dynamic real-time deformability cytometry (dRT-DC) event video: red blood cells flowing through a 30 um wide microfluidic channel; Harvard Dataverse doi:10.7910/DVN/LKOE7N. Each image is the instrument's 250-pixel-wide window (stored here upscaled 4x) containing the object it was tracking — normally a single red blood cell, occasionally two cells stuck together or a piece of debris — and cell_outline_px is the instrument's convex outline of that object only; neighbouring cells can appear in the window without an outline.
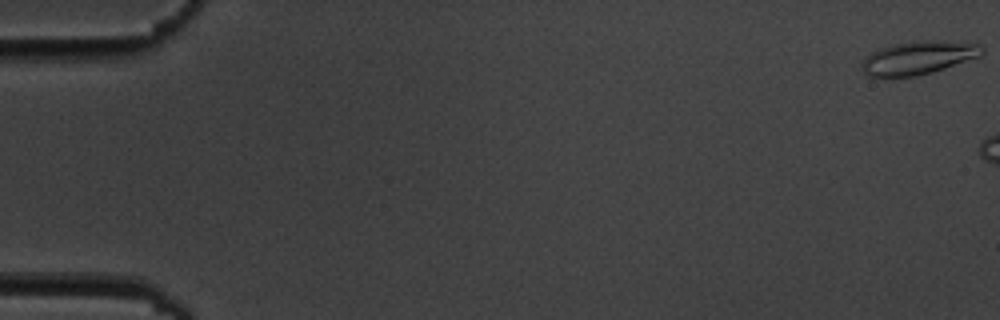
{"species": "common noctule bat (a hibernating species)", "species_latin": "Nyctalus noctula", "temperature_condition": "cold", "stored_images_in_passage": 3, "camera_frame_rate_fps": 3000, "um_per_image_px": 0.085, "animal": {"sex": "male", "body_mass_g": 19.5, "forearm_length_mm": 54.6}, "frame": {"image": 1, "passage_image": 1, "time_ms": 0.0, "image_size_px": [1000, 320], "cell_outline_px": [[984, 52], [980, 56], [932, 72], [916, 76], [868, 76], [860, 68], [860, 64], [872, 52], [880, 48], [896, 44], [924, 40], [928, 40], [980, 44], [984, 48]], "centroid_in_image_um": [78.06, 4.91], "position_along_channel_um": 6.9, "area_um2": 22.83}}